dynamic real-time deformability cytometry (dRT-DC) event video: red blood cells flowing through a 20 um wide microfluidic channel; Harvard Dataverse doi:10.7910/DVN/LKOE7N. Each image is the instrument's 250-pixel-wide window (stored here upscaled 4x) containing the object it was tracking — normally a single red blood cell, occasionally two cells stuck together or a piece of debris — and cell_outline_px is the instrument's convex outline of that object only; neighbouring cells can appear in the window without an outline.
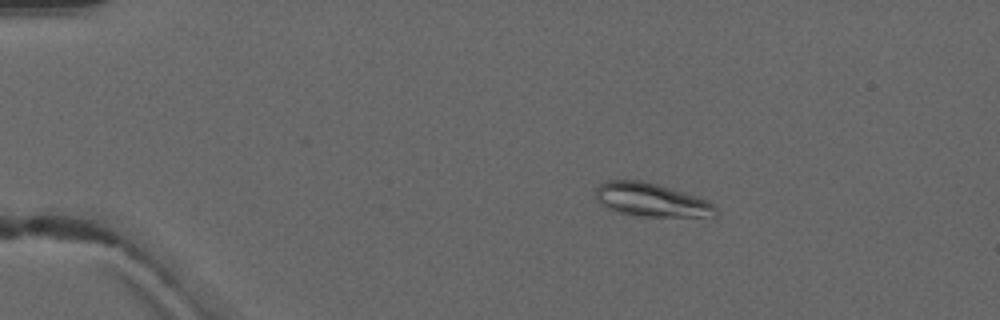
{"species": "common noctule bat (a hibernating species)", "species_latin": "Nyctalus noctula", "temperature_condition": "warm", "stored_images_in_passage": 4, "camera_frame_rate_fps": 3000, "um_per_image_px": 0.085, "animal": {"sex": "male", "forearm_length_mm": 52.5}, "frame": {"image": 1, "passage_image": 3, "time_ms": 2.333, "image_size_px": [1000, 320], "cell_outline_px": [[716, 216], [640, 216], [620, 212], [608, 208], [596, 200], [596, 188], [600, 184], [608, 180], [644, 180], [696, 196], [712, 204], [716, 208]], "centroid_in_image_um": [55.32, 16.98], "position_along_channel_um": 29.7, "area_um2": 23.0}}